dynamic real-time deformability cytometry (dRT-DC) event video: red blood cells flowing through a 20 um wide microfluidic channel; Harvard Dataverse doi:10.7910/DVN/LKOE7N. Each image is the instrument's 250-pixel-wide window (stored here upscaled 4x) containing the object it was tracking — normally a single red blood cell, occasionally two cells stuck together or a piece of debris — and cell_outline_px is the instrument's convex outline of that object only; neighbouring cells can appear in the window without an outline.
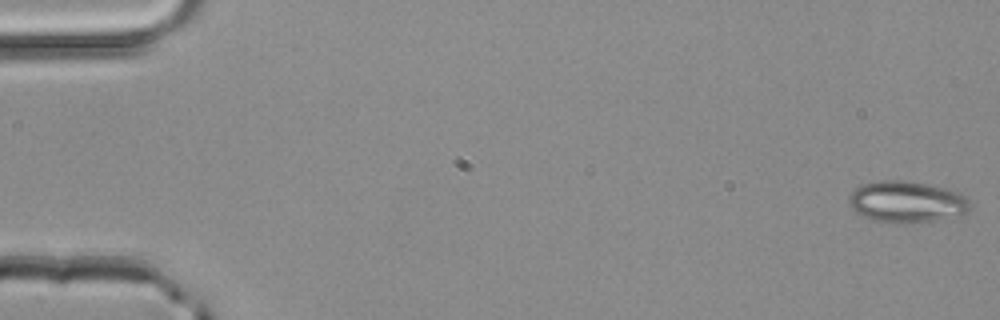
{"species": "common noctule bat (a hibernating species)", "species_latin": "Nyctalus noctula", "temperature_condition": "room temperature", "stored_images_in_passage": 4, "camera_frame_rate_fps": 3000, "um_per_image_px": 0.085, "animal": {"sex": "male", "body_mass_g": 20.4}, "frame": {"image": 1, "passage_image": 1, "time_ms": 0.0, "image_size_px": [1000, 320], "cell_outline_px": [[972, 208], [968, 212], [960, 216], [932, 220], [900, 224], [872, 220], [856, 212], [848, 204], [848, 196], [856, 188], [864, 184], [880, 180], [908, 180], [944, 188], [960, 192], [968, 200]], "centroid_in_image_um": [77.08, 17.16], "position_along_channel_um": 7.9, "area_um2": 29.42}}